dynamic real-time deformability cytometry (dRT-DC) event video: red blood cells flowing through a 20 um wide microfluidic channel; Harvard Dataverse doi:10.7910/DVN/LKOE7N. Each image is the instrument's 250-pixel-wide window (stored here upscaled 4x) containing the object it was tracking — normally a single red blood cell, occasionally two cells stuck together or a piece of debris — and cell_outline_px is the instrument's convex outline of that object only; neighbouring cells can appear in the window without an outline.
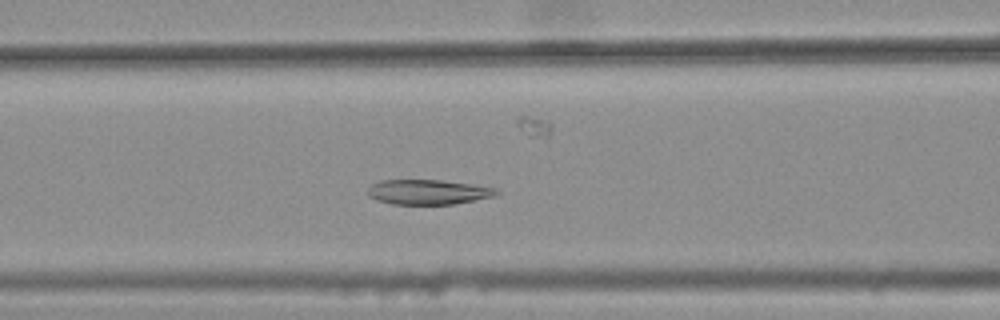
{"species": "common noctule bat (a hibernating species)", "species_latin": "Nyctalus noctula", "temperature_condition": "warm", "stored_images_in_passage": 28, "camera_frame_rate_fps": 3000, "um_per_image_px": 0.085, "animal": {"sex": "female", "body_mass_g": 25.1}, "frame": {"image": 1, "passage_image": 5, "time_ms": 1.333, "image_size_px": [1000, 320], "cell_outline_px": [[500, 192], [496, 196], [452, 204], [392, 204], [376, 200], [368, 196], [368, 188], [372, 184], [380, 180], [440, 180], [472, 184], [496, 188]], "centroid_in_image_um": [36.38, 16.32], "position_along_channel_um": 130.2, "area_um2": 18.67}}
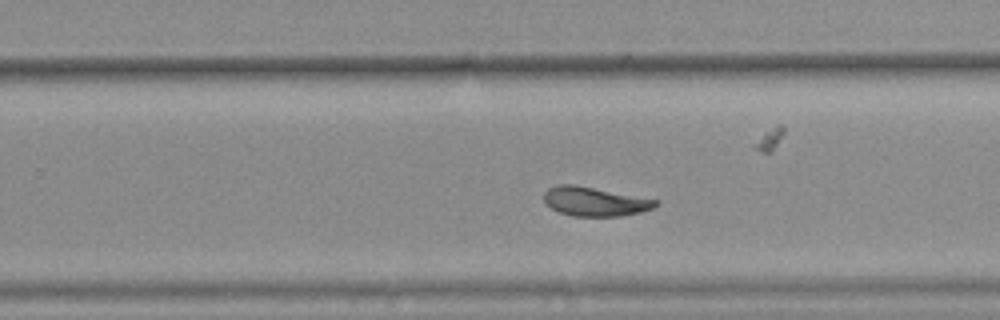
{"frame": {"image": 2, "passage_image": 17, "time_ms": 5.333, "image_size_px": [1000, 320], "cell_outline_px": [[660, 204], [652, 208], [640, 212], [620, 216], [572, 216], [560, 212], [544, 204], [544, 192], [548, 188], [556, 184], [572, 184], [660, 200]], "centroid_in_image_um": [50.54, 17.12], "position_along_channel_um": 279.3, "area_um2": 18.96}}
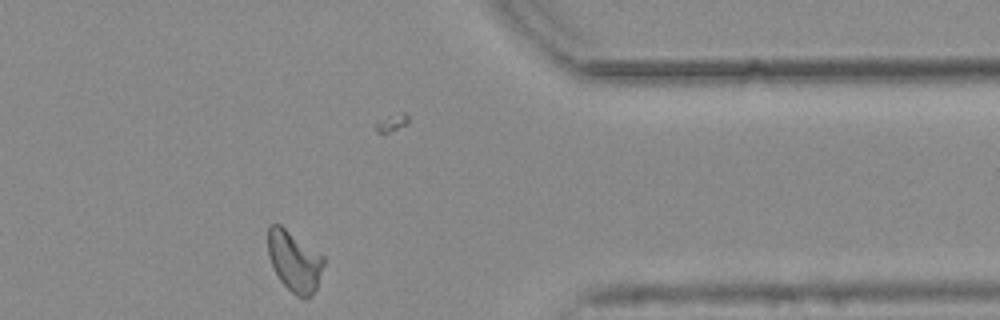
{"frame": {"image": 3, "passage_image": 27, "time_ms": 8.667, "image_size_px": [1000, 320], "cell_outline_px": [[324, 264], [316, 288], [312, 296], [296, 296], [280, 280], [268, 256], [268, 224], [280, 224], [324, 256]], "centroid_in_image_um": [25.01, 22.17], "position_along_channel_um": 386.4, "area_um2": 19.42}}